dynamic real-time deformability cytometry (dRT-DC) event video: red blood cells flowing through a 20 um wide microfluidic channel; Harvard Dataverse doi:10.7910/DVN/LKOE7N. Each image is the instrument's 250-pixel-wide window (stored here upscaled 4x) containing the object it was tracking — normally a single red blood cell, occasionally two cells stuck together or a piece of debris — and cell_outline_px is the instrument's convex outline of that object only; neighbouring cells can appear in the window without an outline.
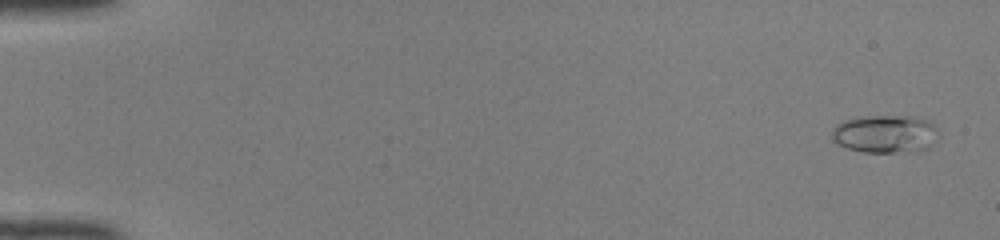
{"species": "common noctule bat (a hibernating species)", "species_latin": "Nyctalus noctula", "temperature_condition": "room temperature", "stored_images_in_passage": 49, "camera_frame_rate_fps": 3000, "um_per_image_px": 0.085, "animal": {"sex": "female", "body_mass_g": 22.0, "forearm_length_mm": 56.7}, "frame": {"image": 1, "passage_image": 2, "time_ms": 0.333, "image_size_px": [1000, 240], "cell_outline_px": [[936, 128], [932, 144], [928, 148], [892, 152], [864, 152], [848, 148], [832, 140], [832, 128], [836, 124], [844, 120], [856, 116], [912, 116], [928, 120]], "centroid_in_image_um": [75.16, 11.35], "position_along_channel_um": 9.8, "area_um2": 23.24}}
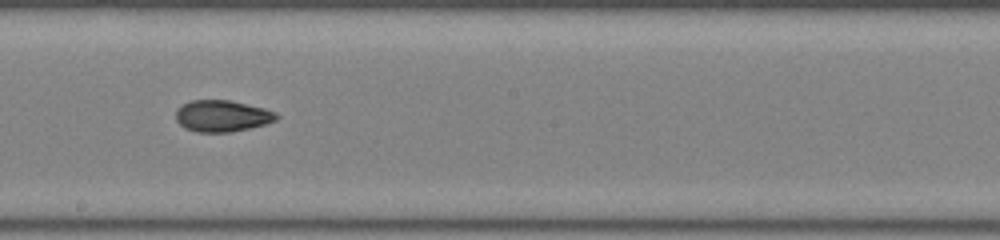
{"frame": {"image": 2, "passage_image": 29, "time_ms": 9.333, "image_size_px": [1000, 240], "cell_outline_px": [[280, 116], [276, 120], [264, 124], [232, 132], [196, 132], [184, 128], [176, 120], [176, 108], [180, 104], [192, 100], [228, 100], [264, 108], [276, 112]], "centroid_in_image_um": [18.85, 9.85], "position_along_channel_um": 229.4, "area_um2": 18.55}}
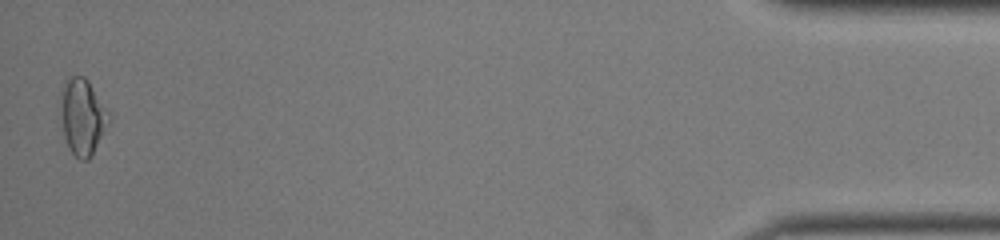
{"frame": {"image": 3, "passage_image": 49, "time_ms": 16.0, "image_size_px": [1000, 240], "cell_outline_px": [[112, 120], [92, 156], [88, 160], [80, 160], [68, 148], [64, 136], [64, 84], [72, 76], [84, 76], [88, 80], [108, 108], [112, 116]], "centroid_in_image_um": [7.14, 9.98], "position_along_channel_um": 428.1, "area_um2": 20.92}, "authors_computed_cell_mechanics": {"area_um2": 18.7272, "velocity_mm_per_s": 4.1708, "shape_relaxation_time_tau1_ms": 11.2372, "shape_relaxation_time_tau2_ms": 2.0237, "deformation_change_tau1": 0.2663, "deformation_change_tau2": 0.0682}}